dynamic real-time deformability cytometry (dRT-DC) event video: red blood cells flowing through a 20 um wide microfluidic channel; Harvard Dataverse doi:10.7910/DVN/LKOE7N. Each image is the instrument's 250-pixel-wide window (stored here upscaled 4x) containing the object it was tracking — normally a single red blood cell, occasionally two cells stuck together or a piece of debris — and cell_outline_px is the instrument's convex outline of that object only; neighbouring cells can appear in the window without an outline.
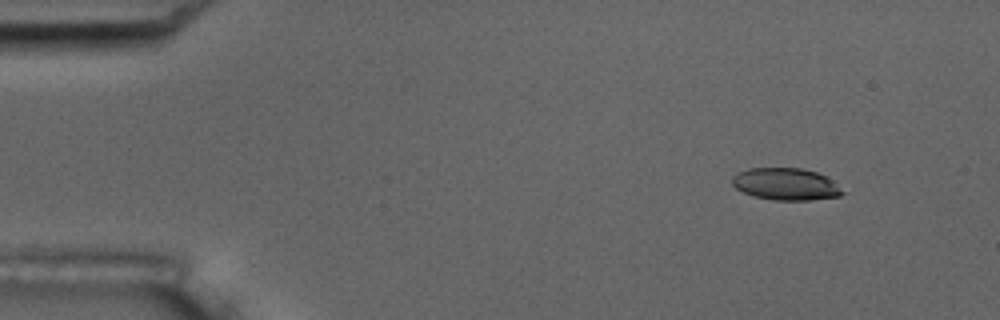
{"species": "common noctule bat (a hibernating species)", "species_latin": "Nyctalus noctula", "temperature_condition": "room temperature", "stored_images_in_passage": 5, "camera_frame_rate_fps": 3000, "um_per_image_px": 0.085, "animal": {"sex": "male", "body_mass_g": 17.5, "forearm_length_mm": 52.3}, "frame": {"image": 1, "passage_image": 2, "time_ms": 1.0, "image_size_px": [1000, 320], "cell_outline_px": [[844, 192], [840, 196], [812, 200], [772, 200], [752, 196], [736, 188], [732, 184], [732, 176], [736, 172], [748, 168], [800, 168], [816, 172], [828, 176]], "centroid_in_image_um": [66.77, 15.65], "position_along_channel_um": 18.2, "area_um2": 20.75}}